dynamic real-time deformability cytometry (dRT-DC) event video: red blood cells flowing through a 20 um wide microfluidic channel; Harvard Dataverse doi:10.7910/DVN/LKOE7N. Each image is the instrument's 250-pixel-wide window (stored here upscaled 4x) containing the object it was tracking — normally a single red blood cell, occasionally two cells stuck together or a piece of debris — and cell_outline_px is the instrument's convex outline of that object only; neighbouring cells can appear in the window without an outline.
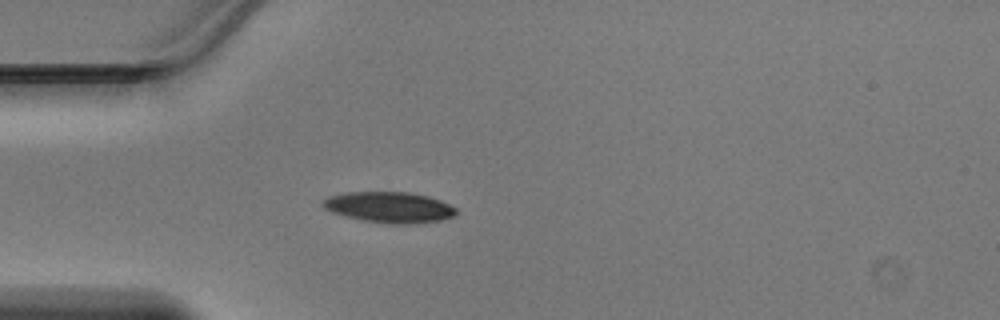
{"species": "Egyptian fruit bat (a non-hibernating species)", "species_latin": "Rousettus aegyptiacus", "temperature_condition": "warm", "stored_images_in_passage": 29, "camera_frame_rate_fps": 3000, "um_per_image_px": 0.085, "animal": {"sex": "male"}, "frame": {"image": 1, "passage_image": 1, "time_ms": 0.0, "image_size_px": [1000, 320], "cell_outline_px": [[456, 212], [452, 216], [440, 220], [408, 224], [392, 224], [364, 220], [344, 216], [332, 212], [324, 208], [320, 204], [320, 200], [328, 196], [344, 192], [412, 192], [428, 196], [440, 200], [456, 208]], "centroid_in_image_um": [33.02, 17.6], "position_along_channel_um": 52.0, "area_um2": 23.99}}
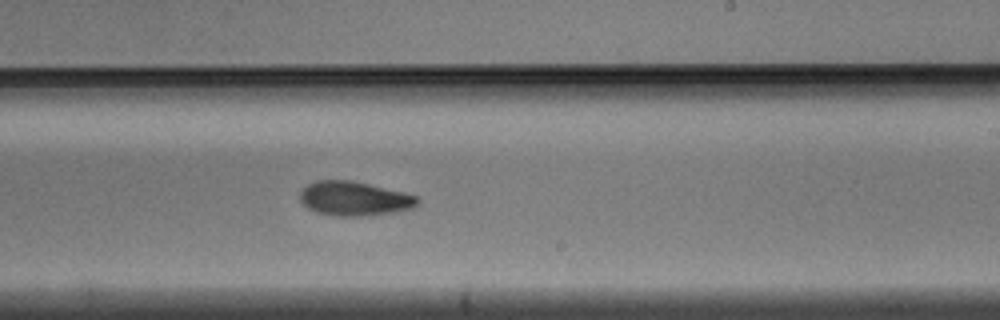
{"frame": {"image": 2, "passage_image": 16, "time_ms": 5.0, "image_size_px": [1000, 320], "cell_outline_px": [[420, 200], [412, 208], [396, 212], [368, 216], [336, 216], [316, 212], [308, 208], [300, 200], [300, 192], [308, 184], [316, 180], [348, 180], [368, 184], [404, 192], [420, 196]], "centroid_in_image_um": [30.14, 16.89], "position_along_channel_um": 258.9, "area_um2": 23.52}}
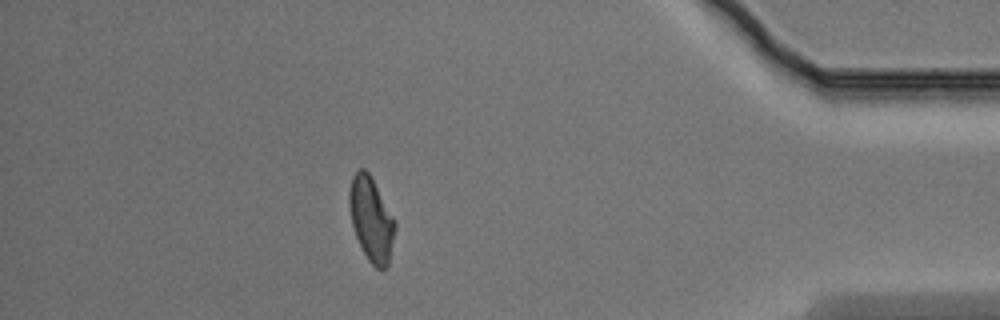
{"frame": {"image": 3, "passage_image": 29, "time_ms": 9.333, "image_size_px": [1000, 320], "cell_outline_px": [[396, 228], [388, 264], [384, 268], [376, 268], [368, 260], [356, 236], [352, 224], [348, 200], [348, 192], [352, 176], [360, 168], [364, 168], [368, 172], [396, 220]], "centroid_in_image_um": [31.56, 18.61], "position_along_channel_um": 403.6, "area_um2": 22.25}}